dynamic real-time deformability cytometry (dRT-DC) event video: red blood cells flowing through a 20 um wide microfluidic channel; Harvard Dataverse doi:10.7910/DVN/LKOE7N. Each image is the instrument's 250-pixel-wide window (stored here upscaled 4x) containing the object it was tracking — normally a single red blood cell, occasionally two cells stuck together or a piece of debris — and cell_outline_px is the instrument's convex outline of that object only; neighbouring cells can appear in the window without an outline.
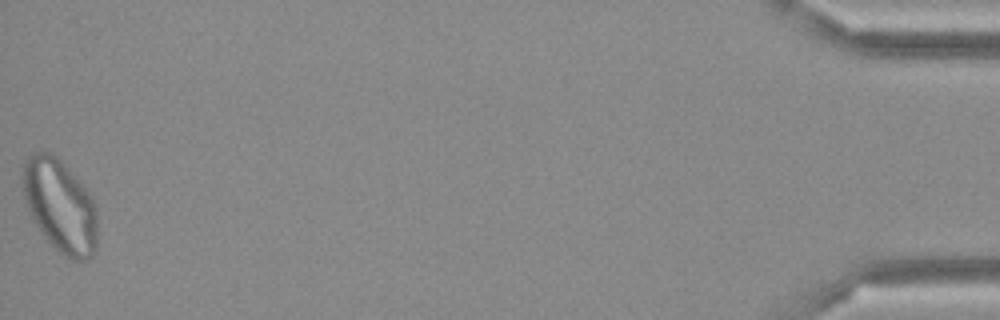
{"species": "Egyptian fruit bat (a non-hibernating species)", "species_latin": "Rousettus aegyptiacus", "temperature_condition": "cold", "stored_images_in_passage": 47, "camera_frame_rate_fps": 3000, "um_per_image_px": 0.085, "frame": {"image": 1, "passage_image": 47, "time_ms": 15.333, "image_size_px": [1000, 320], "cell_outline_px": [[96, 252], [92, 256], [84, 260], [68, 260], [44, 236], [32, 220], [20, 184], [20, 176], [24, 160], [32, 152], [48, 152], [56, 156], [80, 180], [92, 196], [96, 204]], "centroid_in_image_um": [5.08, 17.47], "position_along_channel_um": 430.1, "area_um2": 41.04}}